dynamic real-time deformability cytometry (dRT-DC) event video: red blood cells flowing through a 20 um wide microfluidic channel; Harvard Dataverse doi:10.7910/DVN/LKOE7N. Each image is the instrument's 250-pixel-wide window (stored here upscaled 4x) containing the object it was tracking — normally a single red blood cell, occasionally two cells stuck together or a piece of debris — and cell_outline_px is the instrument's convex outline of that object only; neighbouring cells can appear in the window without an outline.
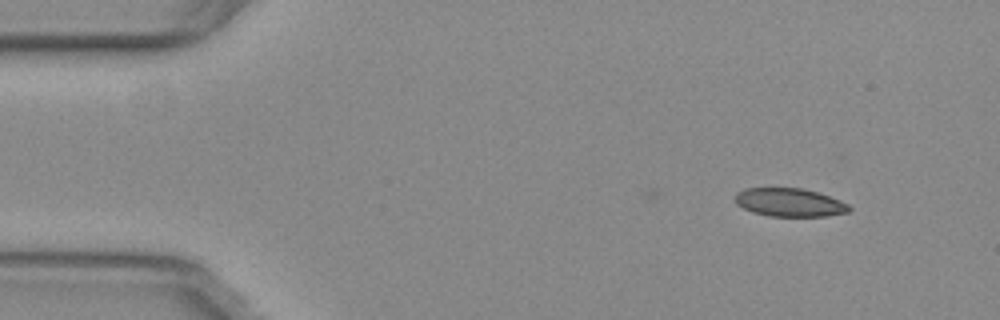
{"species": "common noctule bat (a hibernating species)", "species_latin": "Nyctalus noctula", "temperature_condition": "warm", "stored_images_in_passage": 2, "camera_frame_rate_fps": 3000, "um_per_image_px": 0.085, "animal": {"sex": "female", "body_mass_g": 29.2, "forearm_length_mm": 56.3}, "frame": {"image": 1, "passage_image": 2, "time_ms": 0.333, "image_size_px": [1000, 320], "cell_outline_px": [[852, 208], [848, 212], [828, 216], [768, 216], [752, 212], [736, 204], [736, 192], [744, 188], [800, 188], [816, 192], [840, 200], [848, 204]], "centroid_in_image_um": [67.11, 17.21], "position_along_channel_um": 17.9, "area_um2": 18.79}}